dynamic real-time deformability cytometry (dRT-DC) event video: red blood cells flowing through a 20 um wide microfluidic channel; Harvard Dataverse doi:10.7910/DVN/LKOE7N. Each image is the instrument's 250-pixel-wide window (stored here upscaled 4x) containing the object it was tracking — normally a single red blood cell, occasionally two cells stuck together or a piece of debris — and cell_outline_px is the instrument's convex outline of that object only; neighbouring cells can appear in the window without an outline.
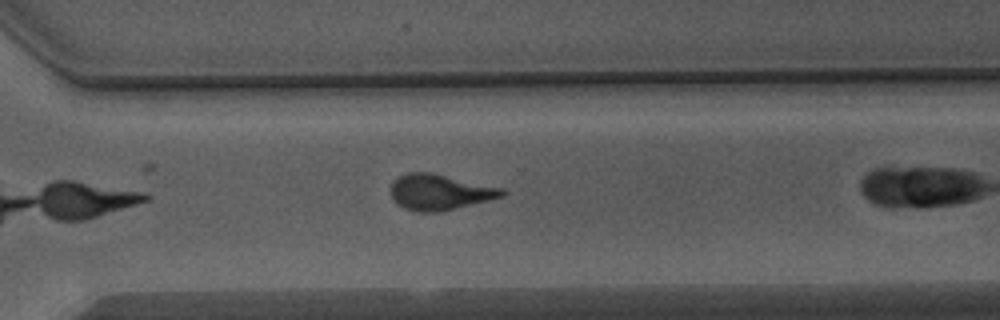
{"species": "Egyptian fruit bat (a non-hibernating species)", "species_latin": "Rousettus aegyptiacus", "temperature_condition": "warm", "stored_images_in_passage": 28, "camera_frame_rate_fps": 3000, "um_per_image_px": 0.085, "animal": {"sex": "male"}, "frame": {"image": 1, "passage_image": 24, "time_ms": 7.667, "image_size_px": [1000, 320], "cell_outline_px": [[508, 192], [504, 196], [488, 200], [436, 212], [416, 212], [404, 208], [396, 204], [392, 196], [392, 184], [400, 176], [408, 172], [432, 172], [504, 188]], "centroid_in_image_um": [37.4, 16.32], "position_along_channel_um": 333.2, "area_um2": 23.0}}